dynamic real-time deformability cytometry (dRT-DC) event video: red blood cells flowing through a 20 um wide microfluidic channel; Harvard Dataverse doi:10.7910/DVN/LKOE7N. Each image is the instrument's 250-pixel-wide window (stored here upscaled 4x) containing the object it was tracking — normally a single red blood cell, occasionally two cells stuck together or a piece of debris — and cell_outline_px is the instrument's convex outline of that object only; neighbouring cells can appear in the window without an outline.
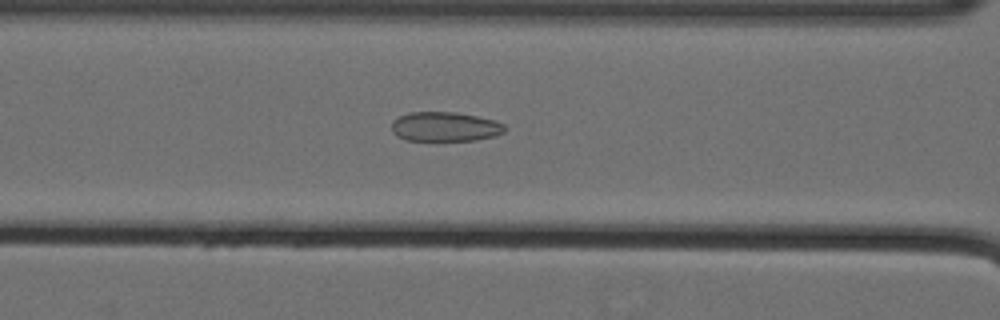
{"species": "Egyptian fruit bat (a non-hibernating species)", "species_latin": "Rousettus aegyptiacus", "temperature_condition": "cold", "stored_images_in_passage": 60, "camera_frame_rate_fps": 3000, "um_per_image_px": 0.085, "animal": {"sex": "female"}, "frame": {"image": 1, "passage_image": 29, "time_ms": 9.333, "image_size_px": [1000, 320], "cell_outline_px": [[508, 128], [504, 132], [496, 136], [476, 140], [404, 140], [396, 136], [392, 132], [392, 120], [408, 112], [456, 112], [496, 120], [504, 124]], "centroid_in_image_um": [37.84, 10.77], "position_along_channel_um": 128.8, "area_um2": 19.65}}
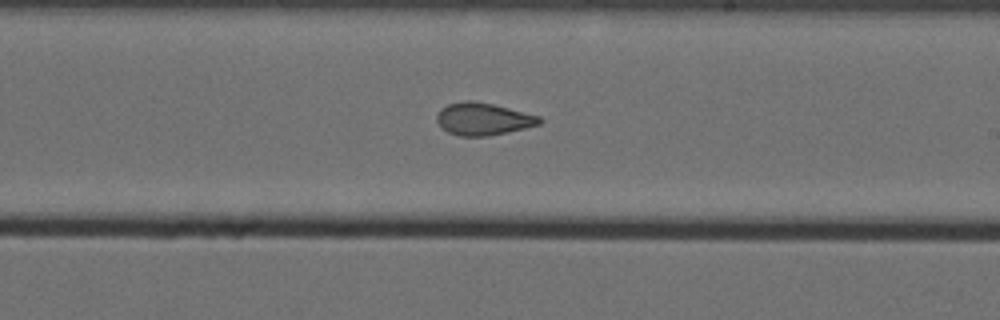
{"frame": {"image": 2, "passage_image": 39, "time_ms": 12.667, "image_size_px": [1000, 320], "cell_outline_px": [[544, 120], [540, 124], [508, 132], [488, 136], [460, 136], [448, 132], [440, 128], [436, 120], [436, 116], [440, 108], [448, 104], [464, 100], [472, 100], [492, 104], [540, 116]], "centroid_in_image_um": [41.03, 10.11], "position_along_channel_um": 248.0, "area_um2": 19.48}}
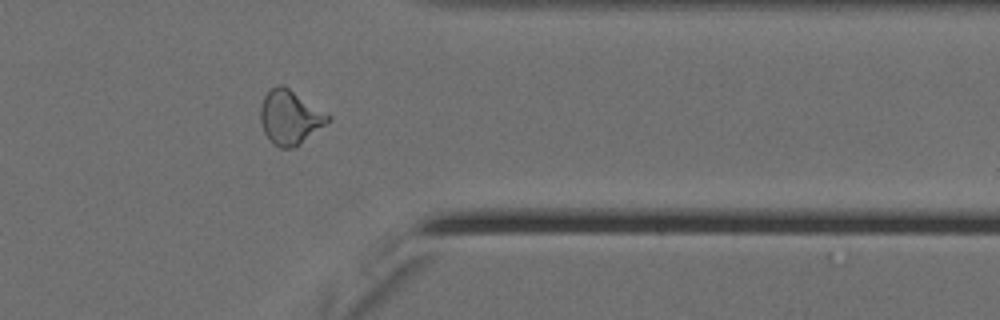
{"frame": {"image": 3, "passage_image": 51, "time_ms": 16.667, "image_size_px": [1000, 320], "cell_outline_px": [[332, 120], [292, 148], [280, 148], [272, 144], [264, 132], [260, 120], [260, 108], [264, 96], [276, 84], [280, 84], [288, 88], [332, 116]], "centroid_in_image_um": [24.63, 9.97], "position_along_channel_um": 386.8, "area_um2": 21.04}, "authors_computed_cell_mechanics": {"area_um2": 21.4149, "velocity_mm_per_s": 3.5714, "shape_relaxation_time_tau1_ms": null, "shape_relaxation_time_tau2_ms": 2.0675, "deformation_change_tau1": null, "deformation_change_tau2": 0.07}}